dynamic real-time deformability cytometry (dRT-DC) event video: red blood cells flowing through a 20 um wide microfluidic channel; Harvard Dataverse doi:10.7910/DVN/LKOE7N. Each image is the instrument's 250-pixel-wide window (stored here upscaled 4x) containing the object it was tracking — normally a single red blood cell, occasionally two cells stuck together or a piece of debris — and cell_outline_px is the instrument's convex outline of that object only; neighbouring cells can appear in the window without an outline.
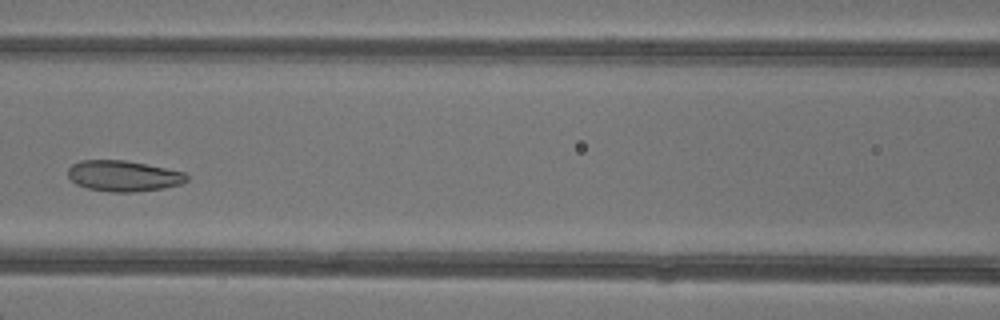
{"species": "common noctule bat (a hibernating species)", "species_latin": "Nyctalus noctula", "temperature_condition": "warm", "stored_images_in_passage": 5, "camera_frame_rate_fps": 3000, "um_per_image_px": 0.085, "animal": {"sex": "female"}, "frame": {"image": 1, "passage_image": 4, "time_ms": 3.667, "image_size_px": [1000, 320], "cell_outline_px": [[188, 180], [180, 184], [164, 188], [132, 192], [112, 192], [88, 188], [76, 184], [68, 176], [68, 168], [72, 164], [80, 160], [124, 160], [184, 172], [188, 176]], "centroid_in_image_um": [10.47, 14.95], "position_along_channel_um": 156.1, "area_um2": 21.15}}
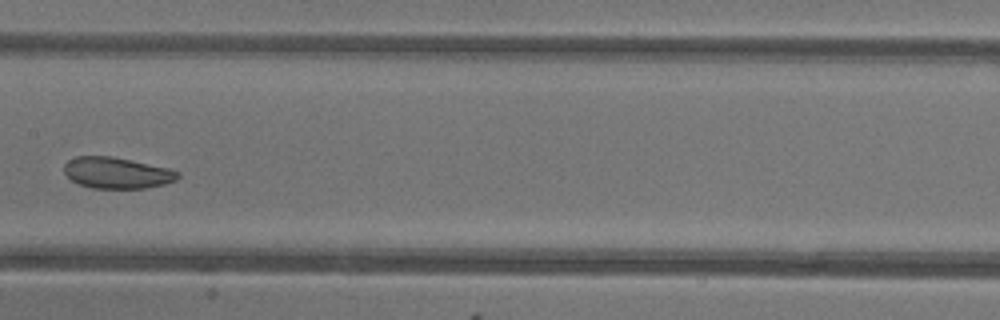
{"frame": {"image": 2, "passage_image": 5, "time_ms": 4.667, "image_size_px": [1000, 320], "cell_outline_px": [[180, 176], [176, 180], [164, 184], [144, 188], [92, 188], [80, 184], [72, 180], [64, 172], [64, 164], [68, 160], [76, 156], [112, 156], [168, 168], [180, 172]], "centroid_in_image_um": [9.93, 14.69], "position_along_channel_um": 197.5, "area_um2": 20.58}}